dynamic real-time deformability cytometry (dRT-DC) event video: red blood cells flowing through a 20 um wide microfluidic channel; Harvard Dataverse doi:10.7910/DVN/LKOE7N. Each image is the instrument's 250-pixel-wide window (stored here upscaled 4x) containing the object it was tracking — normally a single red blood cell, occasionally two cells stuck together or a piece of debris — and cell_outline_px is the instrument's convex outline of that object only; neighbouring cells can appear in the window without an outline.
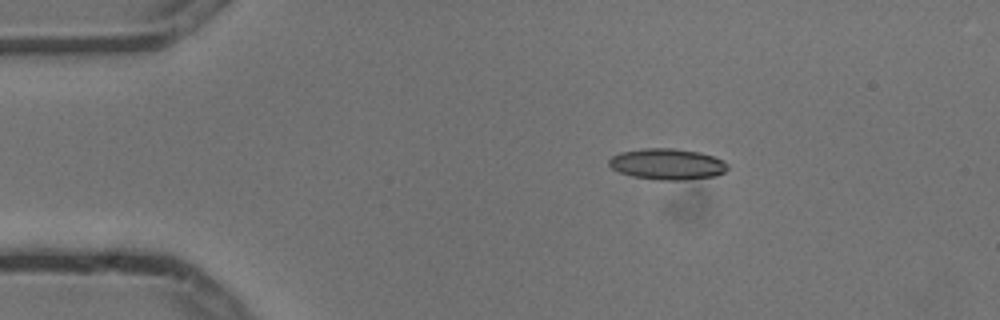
{"species": "common noctule bat (a hibernating species)", "species_latin": "Nyctalus noctula", "temperature_condition": "cold", "stored_images_in_passage": 4, "segment_of_instrument_passage": [1, 2], "camera_frame_rate_fps": 3000, "um_per_image_px": 0.085, "animal": {"sex": "male", "body_mass_g": 13.3}, "frame": {"image": 1, "passage_image": 2, "time_ms": 0.333, "image_size_px": [1000, 320], "cell_outline_px": [[728, 168], [724, 172], [716, 176], [684, 180], [660, 180], [632, 176], [620, 172], [612, 168], [608, 164], [608, 160], [612, 156], [620, 152], [644, 148], [672, 148], [700, 152], [724, 160], [728, 164]], "centroid_in_image_um": [56.73, 13.95], "position_along_channel_um": 28.3, "area_um2": 21.56}}